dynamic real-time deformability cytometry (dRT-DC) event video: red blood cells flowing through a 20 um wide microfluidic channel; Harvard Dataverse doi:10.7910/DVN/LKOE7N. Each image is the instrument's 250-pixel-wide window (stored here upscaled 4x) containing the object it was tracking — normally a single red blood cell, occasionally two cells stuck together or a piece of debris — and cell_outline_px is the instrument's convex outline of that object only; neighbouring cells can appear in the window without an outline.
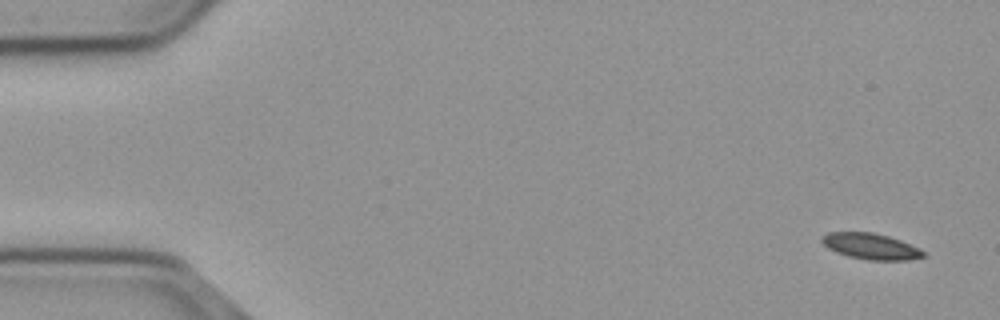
{"species": "common noctule bat (a hibernating species)", "species_latin": "Nyctalus noctula", "temperature_condition": "cold", "stored_images_in_passage": 54, "camera_frame_rate_fps": 3000, "um_per_image_px": 0.085, "animal": {"sex": "male", "body_mass_g": 23.1, "forearm_length_mm": 52.7}, "frame": {"image": 1, "passage_image": 1, "time_ms": 0.0, "image_size_px": [1000, 320], "cell_outline_px": [[928, 256], [908, 260], [868, 260], [848, 256], [836, 252], [828, 248], [820, 240], [820, 236], [828, 232], [872, 232], [888, 236], [900, 240], [920, 248]], "centroid_in_image_um": [74.02, 20.93], "position_along_channel_um": 11.0, "area_um2": 15.49}}
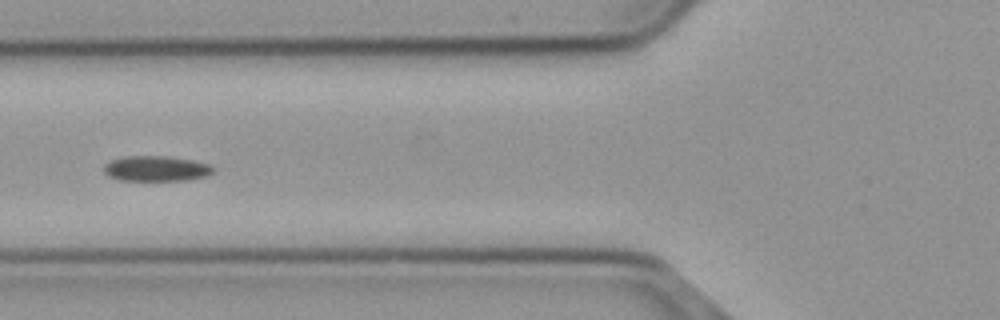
{"frame": {"image": 2, "passage_image": 20, "time_ms": 6.333, "image_size_px": [1000, 320], "cell_outline_px": [[216, 168], [208, 176], [188, 180], [120, 180], [108, 176], [104, 172], [104, 164], [112, 160], [124, 156], [168, 156], [192, 160], [208, 164]], "centroid_in_image_um": [13.29, 14.33], "position_along_channel_um": 112.5, "area_um2": 16.18}}
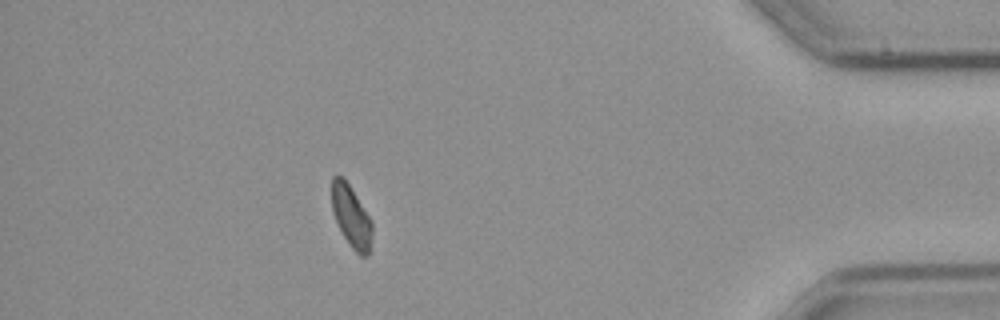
{"frame": {"image": 3, "passage_image": 48, "time_ms": 15.667, "image_size_px": [1000, 320], "cell_outline_px": [[372, 236], [368, 256], [360, 256], [348, 244], [332, 212], [332, 176], [340, 176], [348, 184], [372, 220]], "centroid_in_image_um": [29.87, 18.44], "position_along_channel_um": 405.3, "area_um2": 14.33}, "authors_computed_cell_mechanics": {"area_um2": 15.8083, "velocity_mm_per_s": 3.6856, "shape_relaxation_time_tau1_ms": 9.6631, "shape_relaxation_time_tau2_ms": null, "deformation_change_tau1": 0.0977, "deformation_change_tau2": null}}